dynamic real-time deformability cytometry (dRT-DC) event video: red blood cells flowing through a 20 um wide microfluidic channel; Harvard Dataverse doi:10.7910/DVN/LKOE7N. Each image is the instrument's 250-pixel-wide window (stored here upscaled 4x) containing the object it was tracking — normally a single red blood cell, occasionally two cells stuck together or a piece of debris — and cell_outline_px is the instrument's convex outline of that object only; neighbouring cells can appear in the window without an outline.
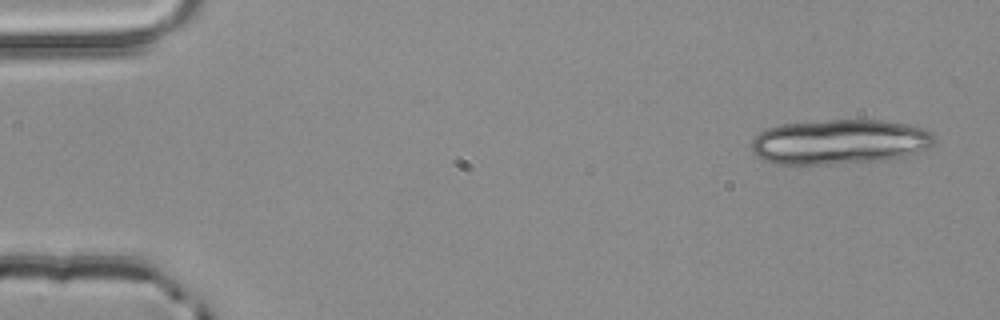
{"species": "common noctule bat (a hibernating species)", "species_latin": "Nyctalus noctula", "temperature_condition": "room temperature", "stored_images_in_passage": 4, "segment_of_instrument_passage": [1, 2], "camera_frame_rate_fps": 3000, "um_per_image_px": 0.085, "animal": {"sex": "male", "body_mass_g": 20.4}, "frame": {"image": 1, "passage_image": 1, "time_ms": 0.0, "image_size_px": [1000, 320], "cell_outline_px": [[936, 140], [928, 148], [904, 156], [884, 160], [796, 168], [776, 164], [764, 160], [756, 156], [752, 152], [752, 140], [760, 132], [768, 128], [780, 124], [828, 120], [884, 120], [908, 124], [924, 128], [932, 132], [936, 136]], "centroid_in_image_um": [71.32, 12.09], "position_along_channel_um": 13.7, "area_um2": 49.13}}